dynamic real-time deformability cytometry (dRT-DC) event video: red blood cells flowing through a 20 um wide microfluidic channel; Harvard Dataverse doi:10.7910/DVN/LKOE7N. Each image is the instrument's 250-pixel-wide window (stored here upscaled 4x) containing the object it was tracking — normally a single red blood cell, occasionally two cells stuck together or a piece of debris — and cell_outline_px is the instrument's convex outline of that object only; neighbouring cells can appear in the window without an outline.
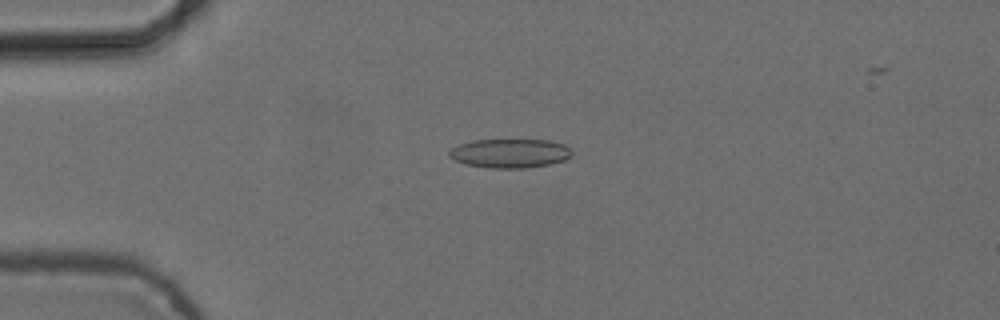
{"species": "common noctule bat (a hibernating species)", "species_latin": "Nyctalus noctula", "temperature_condition": "cold", "stored_images_in_passage": 10, "camera_frame_rate_fps": 3000, "um_per_image_px": 0.085, "animal": {"sex": "female", "body_mass_g": 24.6, "forearm_length_mm": 56.2}, "frame": {"image": 1, "passage_image": 4, "time_ms": 1.0, "image_size_px": [1000, 320], "cell_outline_px": [[572, 156], [564, 160], [548, 164], [528, 168], [492, 168], [464, 164], [448, 156], [448, 152], [452, 148], [460, 144], [472, 140], [548, 140], [564, 144], [572, 152]], "centroid_in_image_um": [43.34, 13.03], "position_along_channel_um": 41.7, "area_um2": 20.69}}
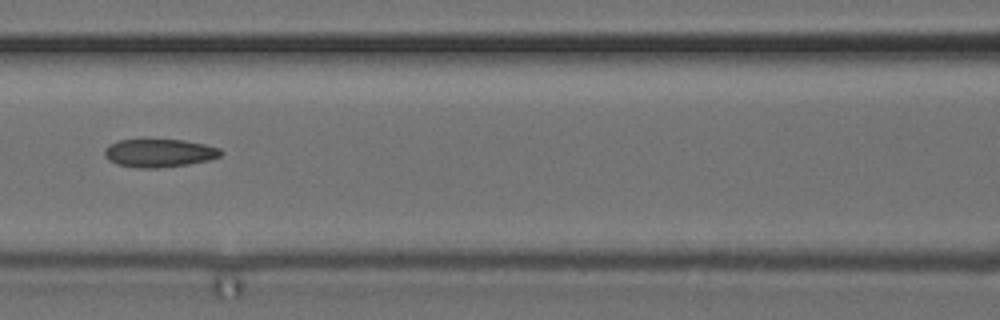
{"frame": {"image": 2, "passage_image": 7, "time_ms": 2.0, "image_size_px": [1000, 320], "cell_outline_px": [[224, 152], [220, 156], [208, 160], [188, 164], [156, 168], [136, 168], [116, 164], [108, 160], [104, 156], [104, 148], [108, 144], [120, 140], [140, 136], [184, 140], [204, 144], [220, 148]], "centroid_in_image_um": [13.46, 12.95], "position_along_channel_um": 153.1, "area_um2": 20.06}}
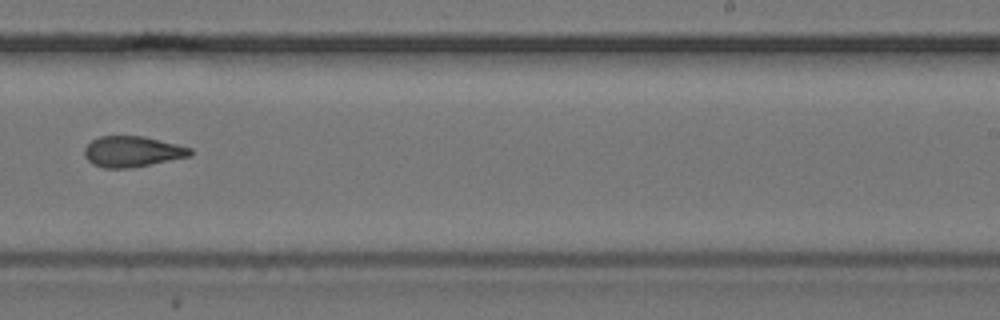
{"frame": {"image": 3, "passage_image": 10, "time_ms": 3.0, "image_size_px": [1000, 320], "cell_outline_px": [[192, 156], [128, 168], [104, 168], [92, 164], [84, 156], [84, 148], [92, 140], [100, 136], [144, 136], [192, 148]], "centroid_in_image_um": [11.23, 12.88], "position_along_channel_um": 277.8, "area_um2": 18.9}}